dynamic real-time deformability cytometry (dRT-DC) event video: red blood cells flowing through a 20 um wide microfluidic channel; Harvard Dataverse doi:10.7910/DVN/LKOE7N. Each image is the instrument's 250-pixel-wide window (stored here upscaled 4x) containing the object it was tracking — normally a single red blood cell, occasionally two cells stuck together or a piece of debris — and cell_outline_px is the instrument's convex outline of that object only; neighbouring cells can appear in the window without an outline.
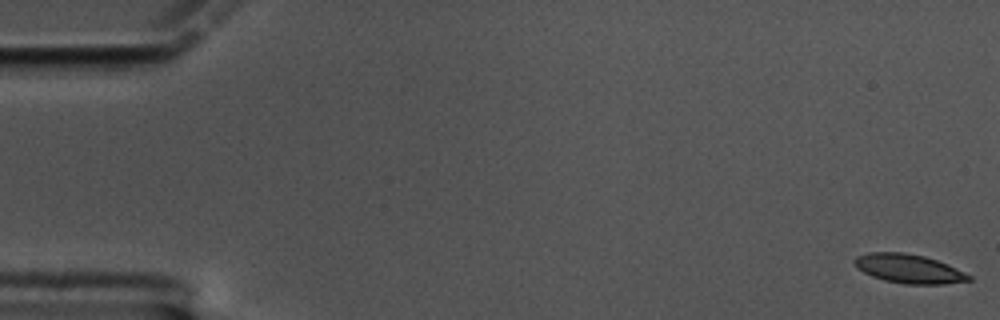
{"species": "common noctule bat (a hibernating species)", "species_latin": "Nyctalus noctula", "temperature_condition": "cold", "stored_images_in_passage": 59, "camera_frame_rate_fps": 3000, "um_per_image_px": 0.085, "animal": {"sex": "male", "body_mass_g": 17.5, "forearm_length_mm": 52.3}, "frame": {"image": 1, "passage_image": 1, "time_ms": 0.0, "image_size_px": [1000, 320], "cell_outline_px": [[972, 280], [944, 284], [904, 284], [884, 280], [872, 276], [856, 268], [852, 260], [856, 256], [868, 252], [904, 252], [924, 256], [948, 264], [972, 276]], "centroid_in_image_um": [77.23, 22.83], "position_along_channel_um": 7.8, "area_um2": 19.42}}
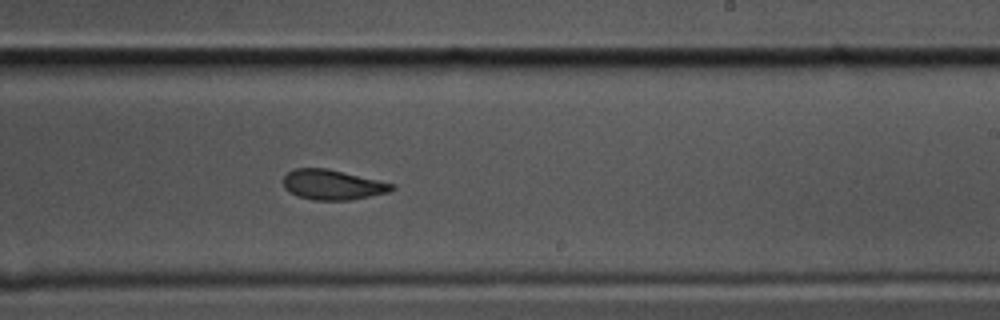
{"frame": {"image": 2, "passage_image": 36, "time_ms": 11.667, "image_size_px": [1000, 320], "cell_outline_px": [[396, 188], [388, 192], [352, 200], [312, 200], [300, 196], [284, 188], [284, 176], [288, 172], [296, 168], [328, 168], [396, 184]], "centroid_in_image_um": [28.31, 15.7], "position_along_channel_um": 260.7, "area_um2": 18.96}}
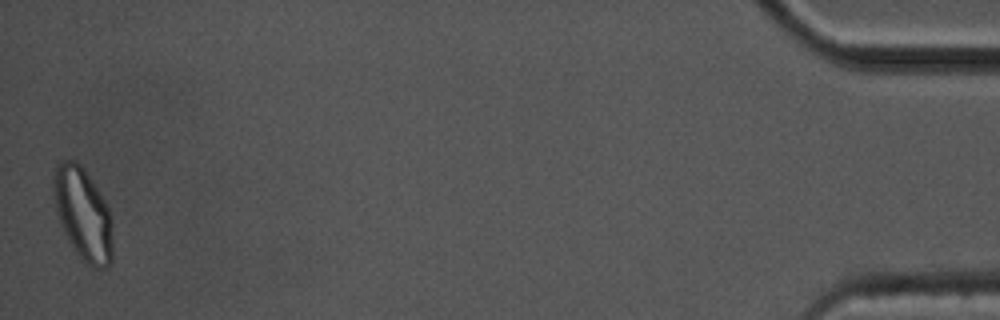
{"frame": {"image": 3, "passage_image": 59, "time_ms": 19.333, "image_size_px": [1000, 320], "cell_outline_px": [[112, 264], [108, 268], [92, 268], [84, 264], [80, 260], [68, 240], [60, 224], [56, 212], [52, 188], [52, 176], [56, 164], [64, 160], [76, 160], [84, 168], [104, 200], [108, 208], [112, 220]], "centroid_in_image_um": [7.04, 18.22], "position_along_channel_um": 428.2, "area_um2": 32.48}, "authors_computed_cell_mechanics": {"area_um2": 19.941, "velocity_mm_per_s": 3.3836, "shape_relaxation_time_tau1_ms": 7.7315, "shape_relaxation_time_tau2_ms": 3.008, "deformation_change_tau1": 0.1743, "deformation_change_tau2": 0.0822}}